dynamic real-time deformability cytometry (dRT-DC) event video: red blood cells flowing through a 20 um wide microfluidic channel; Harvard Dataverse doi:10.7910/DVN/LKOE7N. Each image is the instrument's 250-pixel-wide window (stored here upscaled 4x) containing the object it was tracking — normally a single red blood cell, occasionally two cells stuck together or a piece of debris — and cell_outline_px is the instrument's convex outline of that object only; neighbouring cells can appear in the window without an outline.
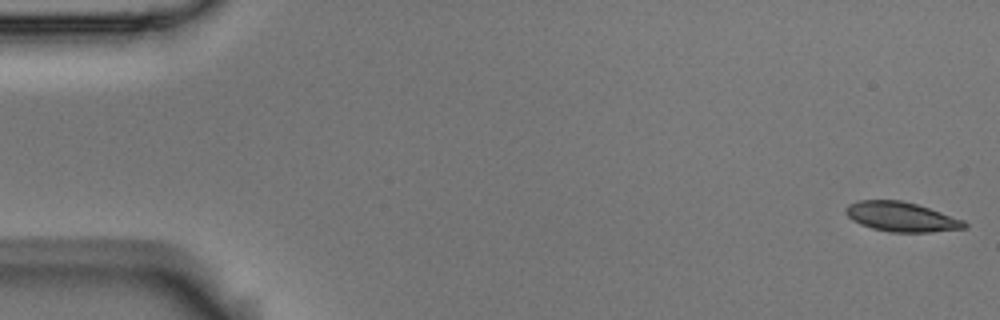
{"species": "Egyptian fruit bat (a non-hibernating species)", "species_latin": "Rousettus aegyptiacus", "temperature_condition": "room temperature", "stored_images_in_passage": 58, "camera_frame_rate_fps": 3000, "um_per_image_px": 0.085, "animal": {"sex": "male"}, "frame": {"image": 1, "passage_image": 1, "time_ms": 0.0, "image_size_px": [1000, 320], "cell_outline_px": [[968, 228], [932, 232], [892, 232], [872, 228], [860, 224], [852, 220], [848, 216], [844, 208], [848, 204], [856, 200], [900, 200], [916, 204], [964, 220], [968, 224]], "centroid_in_image_um": [76.61, 18.43], "position_along_channel_um": 8.4, "area_um2": 20.46}}
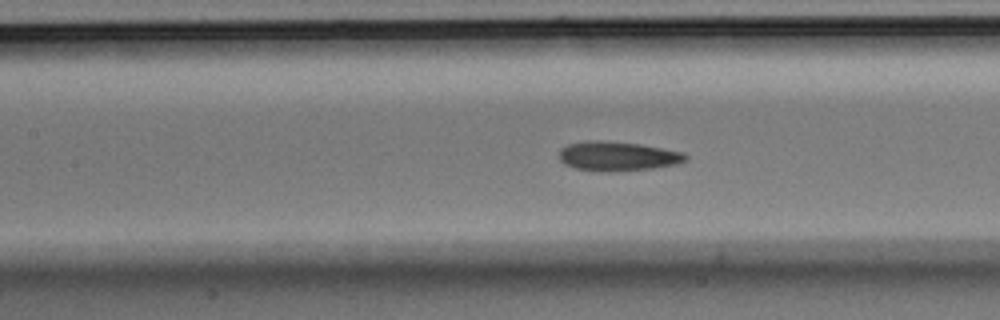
{"frame": {"image": 2, "passage_image": 25, "time_ms": 8.0, "image_size_px": [1000, 320], "cell_outline_px": [[688, 160], [676, 164], [652, 168], [600, 172], [576, 168], [564, 164], [560, 160], [560, 148], [568, 144], [584, 140], [600, 140], [640, 144], [684, 152], [688, 156]], "centroid_in_image_um": [52.49, 13.26], "position_along_channel_um": 154.9, "area_um2": 21.68}}
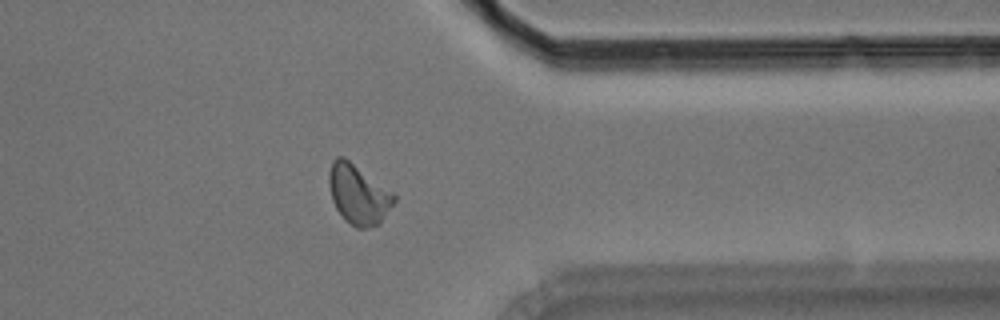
{"frame": {"image": 3, "passage_image": 45, "time_ms": 14.667, "image_size_px": [1000, 320], "cell_outline_px": [[396, 200], [380, 224], [368, 228], [356, 228], [344, 220], [336, 208], [332, 200], [328, 184], [328, 172], [332, 160], [336, 156], [344, 156], [392, 192], [396, 196]], "centroid_in_image_um": [30.44, 16.52], "position_along_channel_um": 381.0, "area_um2": 22.77}, "authors_computed_cell_mechanics": {"area_um2": 21.1837, "velocity_mm_per_s": 3.5245, "shape_relaxation_time_tau1_ms": 3.9296, "shape_relaxation_time_tau2_ms": 2.3409, "deformation_change_tau1": 0.1344, "deformation_change_tau2": 0.0938}}